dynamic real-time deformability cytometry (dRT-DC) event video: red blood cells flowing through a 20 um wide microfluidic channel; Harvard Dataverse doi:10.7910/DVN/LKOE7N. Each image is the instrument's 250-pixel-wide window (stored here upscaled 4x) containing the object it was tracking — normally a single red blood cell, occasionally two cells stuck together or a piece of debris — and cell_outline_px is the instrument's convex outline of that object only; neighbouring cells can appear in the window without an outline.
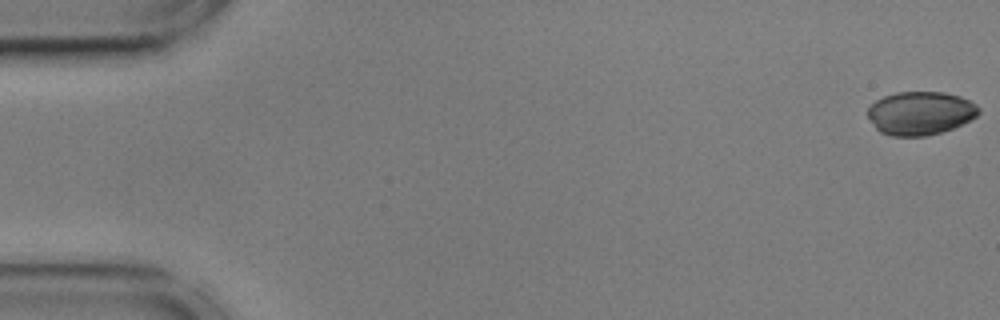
{"species": "common noctule bat (a hibernating species)", "species_latin": "Nyctalus noctula", "temperature_condition": "cold", "stored_images_in_passage": 5, "camera_frame_rate_fps": 3000, "um_per_image_px": 0.085, "animal": {"sex": "male", "body_mass_g": 17.9, "forearm_length_mm": 54.2}, "frame": {"image": 1, "passage_image": 1, "time_ms": 0.0, "image_size_px": [1000, 320], "cell_outline_px": [[980, 112], [976, 116], [952, 128], [940, 132], [924, 136], [892, 136], [880, 132], [876, 128], [868, 116], [868, 108], [876, 100], [884, 96], [896, 92], [944, 92], [960, 96], [976, 104], [980, 108]], "centroid_in_image_um": [78.22, 9.61], "position_along_channel_um": 6.8, "area_um2": 27.86}}